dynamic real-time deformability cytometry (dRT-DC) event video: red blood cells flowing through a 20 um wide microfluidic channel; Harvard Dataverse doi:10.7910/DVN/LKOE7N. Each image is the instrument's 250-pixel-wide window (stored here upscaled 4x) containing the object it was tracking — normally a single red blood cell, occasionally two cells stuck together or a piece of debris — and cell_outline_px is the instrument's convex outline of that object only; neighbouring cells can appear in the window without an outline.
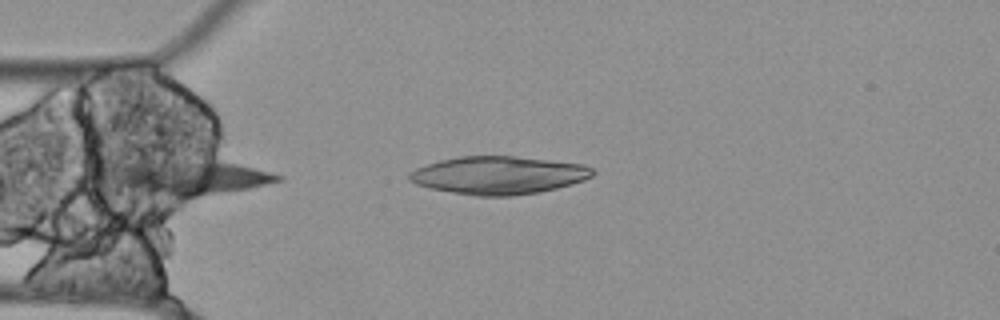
{"species": "Egyptian fruit bat (a non-hibernating species)", "species_latin": "Rousettus aegyptiacus", "temperature_condition": "cold", "stored_images_in_passage": 13, "camera_frame_rate_fps": 3000, "um_per_image_px": 0.085, "animal": {"sex": "female"}, "frame": {"image": 1, "passage_image": 13, "time_ms": 4.0, "image_size_px": [1000, 320], "cell_outline_px": [[596, 172], [592, 176], [584, 180], [572, 184], [540, 192], [512, 196], [476, 196], [452, 192], [432, 188], [416, 184], [408, 180], [408, 172], [416, 168], [440, 160], [460, 156], [512, 156], [584, 164], [592, 168]], "centroid_in_image_um": [42.38, 14.9], "position_along_channel_um": 42.6, "area_um2": 40.46}}